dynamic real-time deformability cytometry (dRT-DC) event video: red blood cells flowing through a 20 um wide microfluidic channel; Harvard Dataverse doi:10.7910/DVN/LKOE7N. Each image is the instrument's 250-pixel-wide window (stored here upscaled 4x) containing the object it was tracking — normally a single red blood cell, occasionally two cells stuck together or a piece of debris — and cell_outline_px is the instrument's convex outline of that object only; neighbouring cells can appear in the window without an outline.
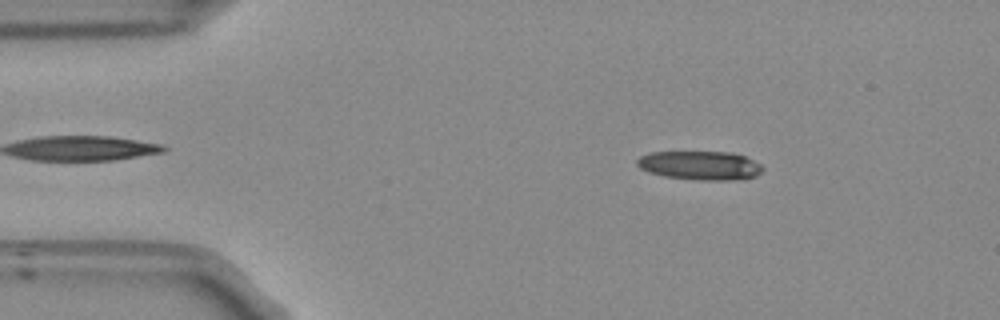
{"species": "Egyptian fruit bat (a non-hibernating species)", "species_latin": "Rousettus aegyptiacus", "temperature_condition": "room temperature", "stored_images_in_passage": 44, "camera_frame_rate_fps": 3000, "um_per_image_px": 0.085, "frame": {"image": 1, "passage_image": 7, "time_ms": 2.0, "image_size_px": [1000, 320], "cell_outline_px": [[764, 168], [756, 176], [732, 180], [700, 180], [664, 176], [648, 172], [640, 168], [636, 164], [636, 160], [640, 156], [648, 152], [732, 152], [744, 156], [760, 164]], "centroid_in_image_um": [59.47, 14.05], "position_along_channel_um": 25.5, "area_um2": 21.1}}
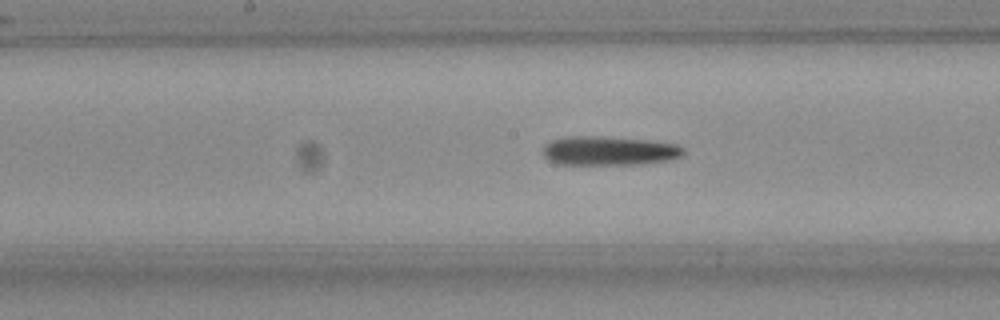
{"frame": {"image": 2, "passage_image": 25, "time_ms": 8.0, "image_size_px": [1000, 320], "cell_outline_px": [[684, 156], [664, 160], [636, 164], [560, 164], [548, 160], [544, 156], [544, 144], [552, 140], [568, 136], [600, 136], [648, 140], [676, 144], [684, 148]], "centroid_in_image_um": [51.75, 12.8], "position_along_channel_um": 196.4, "area_um2": 23.64}}
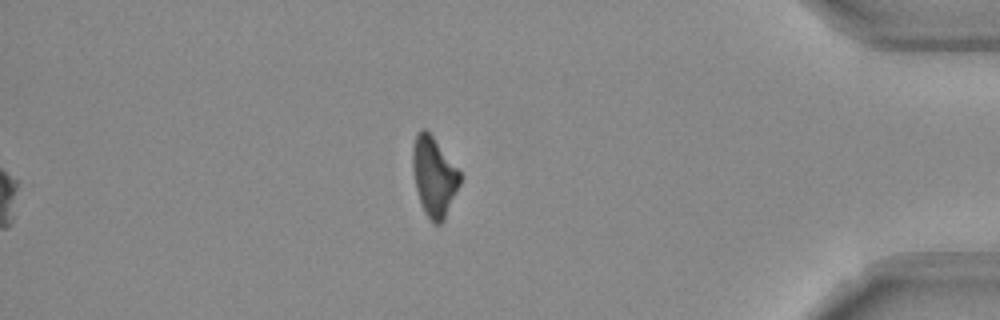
{"frame": {"image": 3, "passage_image": 44, "time_ms": 14.333, "image_size_px": [1000, 320], "cell_outline_px": [[464, 176], [444, 220], [440, 224], [432, 224], [424, 212], [416, 188], [412, 168], [412, 152], [416, 132], [420, 128], [424, 128], [432, 136]], "centroid_in_image_um": [36.9, 15.02], "position_along_channel_um": 398.3, "area_um2": 22.02}, "authors_computed_cell_mechanics": {"area_um2": 22.7154, "velocity_mm_per_s": 3.8166, "shape_relaxation_time_tau1_ms": 11.3795, "shape_relaxation_time_tau2_ms": null, "deformation_change_tau1": 0.2584, "deformation_change_tau2": null}}